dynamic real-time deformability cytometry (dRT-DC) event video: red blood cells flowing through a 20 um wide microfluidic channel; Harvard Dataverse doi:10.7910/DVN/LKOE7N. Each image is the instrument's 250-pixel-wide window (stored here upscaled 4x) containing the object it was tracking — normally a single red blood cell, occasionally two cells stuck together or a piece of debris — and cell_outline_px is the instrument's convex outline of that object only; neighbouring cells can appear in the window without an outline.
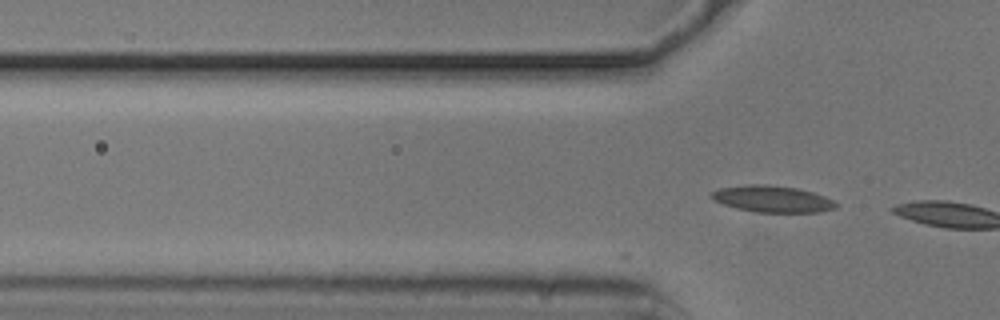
{"species": "common noctule bat (a hibernating species)", "species_latin": "Nyctalus noctula", "temperature_condition": "cold", "stored_images_in_passage": 13, "camera_frame_rate_fps": 3000, "um_per_image_px": 0.085, "animal": {"sex": "male", "body_mass_g": 20.5, "forearm_length_mm": 52.5}, "frame": {"image": 1, "passage_image": 13, "time_ms": 4.0, "image_size_px": [1000, 320], "cell_outline_px": [[840, 204], [836, 208], [820, 212], [756, 212], [736, 208], [712, 200], [708, 196], [712, 192], [720, 188], [744, 184], [768, 184], [796, 188], [812, 192], [824, 196]], "centroid_in_image_um": [65.63, 16.91], "position_along_channel_um": 60.2, "area_um2": 19.42}}